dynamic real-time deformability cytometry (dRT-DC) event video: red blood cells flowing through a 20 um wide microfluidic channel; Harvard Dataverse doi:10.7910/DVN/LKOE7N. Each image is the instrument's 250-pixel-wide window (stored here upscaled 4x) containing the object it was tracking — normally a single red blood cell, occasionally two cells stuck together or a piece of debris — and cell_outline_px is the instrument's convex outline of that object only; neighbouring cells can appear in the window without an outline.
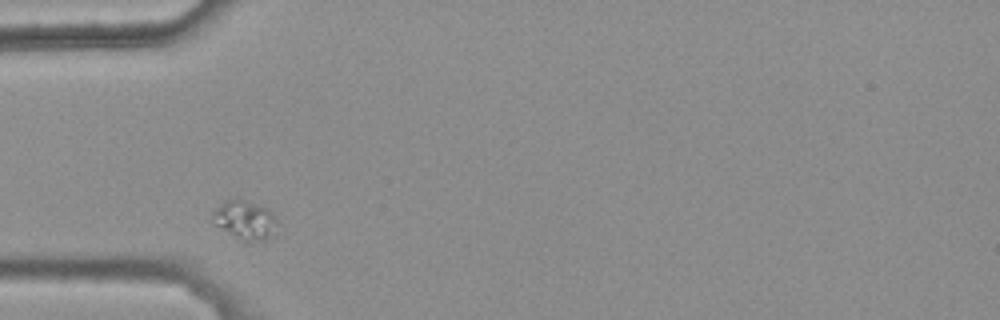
{"species": "common noctule bat (a hibernating species)", "species_latin": "Nyctalus noctula", "temperature_condition": "warm", "stored_images_in_passage": 1, "camera_frame_rate_fps": 3000, "um_per_image_px": 0.085, "animal": {"sex": "female", "body_mass_g": 25.1}, "frame": {"image": 1, "passage_image": 1, "time_ms": 0.0, "image_size_px": [1000, 320], "cell_outline_px": [[276, 220], [268, 236], [264, 240], [240, 240], [220, 228], [212, 220], [212, 212], [224, 200], [244, 200], [260, 204], [268, 208], [272, 212]], "centroid_in_image_um": [20.76, 18.66], "position_along_channel_um": 64.2, "area_um2": 14.1}}